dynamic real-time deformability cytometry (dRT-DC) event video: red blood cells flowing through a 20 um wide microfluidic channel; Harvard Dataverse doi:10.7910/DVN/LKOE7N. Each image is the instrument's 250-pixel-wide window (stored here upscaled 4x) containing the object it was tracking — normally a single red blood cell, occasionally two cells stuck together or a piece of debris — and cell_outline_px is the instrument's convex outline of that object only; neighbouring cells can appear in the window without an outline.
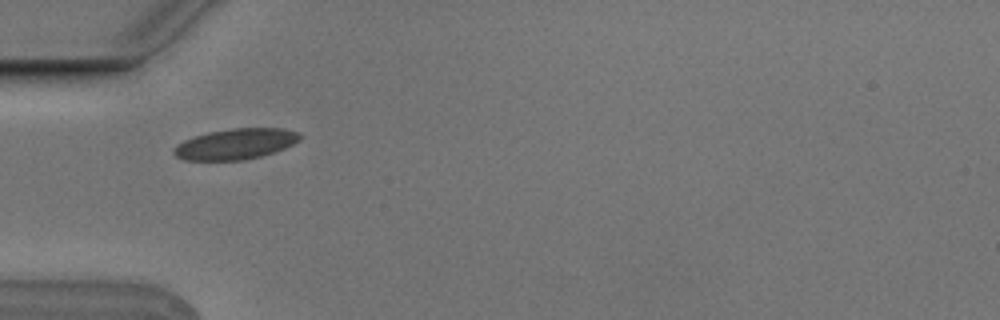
{"species": "Egyptian fruit bat (a non-hibernating species)", "species_latin": "Rousettus aegyptiacus", "temperature_condition": "cold", "stored_images_in_passage": 5, "camera_frame_rate_fps": 3000, "um_per_image_px": 0.085, "animal": {"sex": "male"}, "frame": {"image": 1, "passage_image": 1, "time_ms": 0.0, "image_size_px": [1000, 320], "cell_outline_px": [[304, 136], [300, 140], [284, 148], [260, 156], [244, 160], [184, 160], [176, 156], [172, 152], [172, 148], [176, 144], [184, 140], [208, 132], [232, 128], [280, 128], [300, 132]], "centroid_in_image_um": [20.02, 12.23], "position_along_channel_um": 65.0, "area_um2": 22.6}}
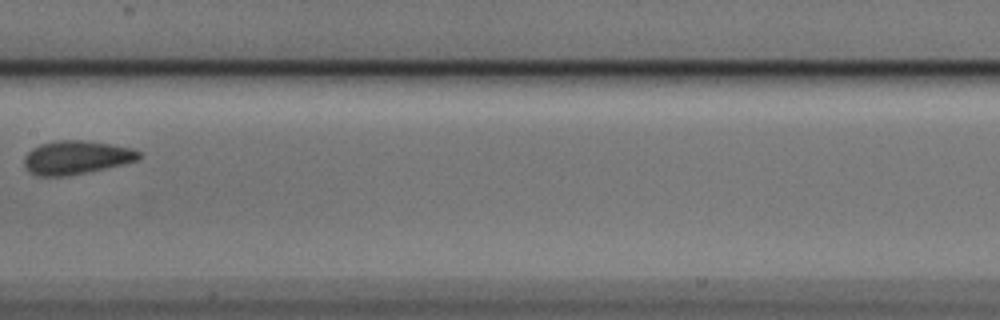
{"frame": {"image": 2, "passage_image": 4, "time_ms": 1.0, "image_size_px": [1000, 320], "cell_outline_px": [[144, 156], [140, 160], [124, 164], [88, 172], [68, 176], [36, 176], [24, 164], [24, 156], [32, 148], [40, 144], [56, 140], [80, 140], [112, 144], [132, 148], [140, 152]], "centroid_in_image_um": [6.53, 13.38], "position_along_channel_um": 200.9, "area_um2": 22.6}}
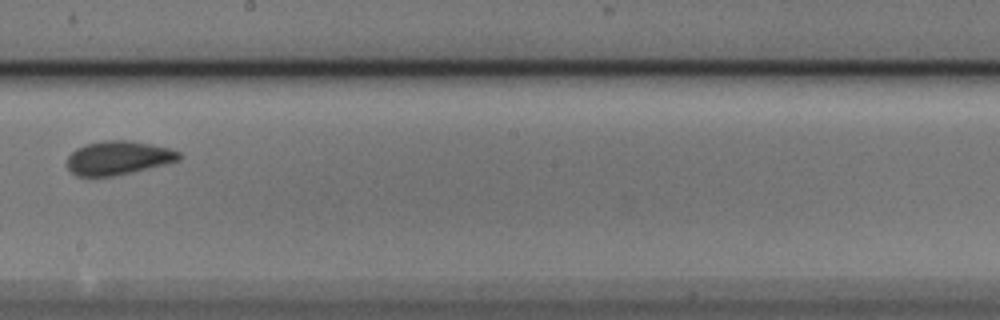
{"frame": {"image": 3, "passage_image": 5, "time_ms": 1.333, "image_size_px": [1000, 320], "cell_outline_px": [[184, 156], [180, 160], [168, 164], [132, 172], [112, 176], [76, 176], [68, 168], [68, 156], [76, 148], [84, 144], [104, 140], [128, 140], [168, 148], [180, 152]], "centroid_in_image_um": [10.08, 13.42], "position_along_channel_um": 238.1, "area_um2": 22.08}}